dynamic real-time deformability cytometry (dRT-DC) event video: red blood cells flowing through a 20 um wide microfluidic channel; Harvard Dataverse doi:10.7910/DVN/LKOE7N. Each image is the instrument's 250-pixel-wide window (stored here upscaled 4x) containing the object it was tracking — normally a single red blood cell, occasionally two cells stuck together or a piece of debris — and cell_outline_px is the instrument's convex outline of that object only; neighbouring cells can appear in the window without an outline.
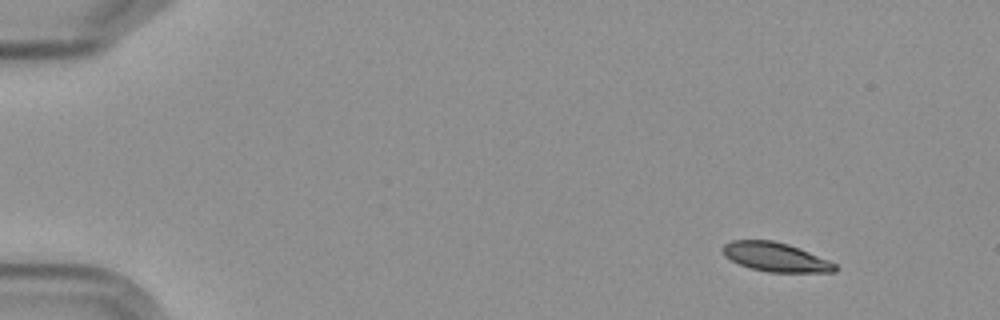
{"species": "Egyptian fruit bat (a non-hibernating species)", "species_latin": "Rousettus aegyptiacus", "temperature_condition": "cold", "stored_images_in_passage": 9, "camera_frame_rate_fps": 3000, "um_per_image_px": 0.085, "frame": {"image": 1, "passage_image": 1, "time_ms": 0.0, "image_size_px": [1000, 320], "cell_outline_px": [[836, 272], [768, 272], [752, 268], [740, 264], [724, 256], [720, 248], [724, 244], [732, 240], [772, 240], [788, 244], [828, 260], [836, 264]], "centroid_in_image_um": [65.88, 21.84], "position_along_channel_um": 19.1, "area_um2": 18.84}}
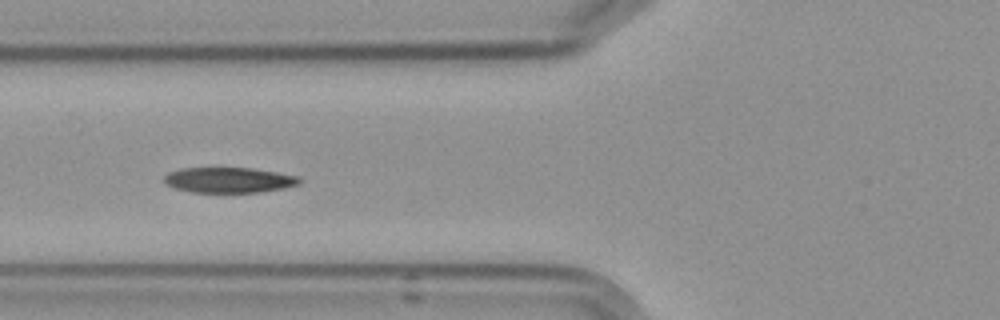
{"frame": {"image": 2, "passage_image": 6, "time_ms": 5.667, "image_size_px": [1000, 320], "cell_outline_px": [[304, 180], [300, 184], [284, 188], [260, 192], [192, 192], [176, 188], [164, 184], [164, 176], [168, 172], [180, 168], [252, 168], [300, 176]], "centroid_in_image_um": [19.49, 15.3], "position_along_channel_um": 106.3, "area_um2": 20.17}}
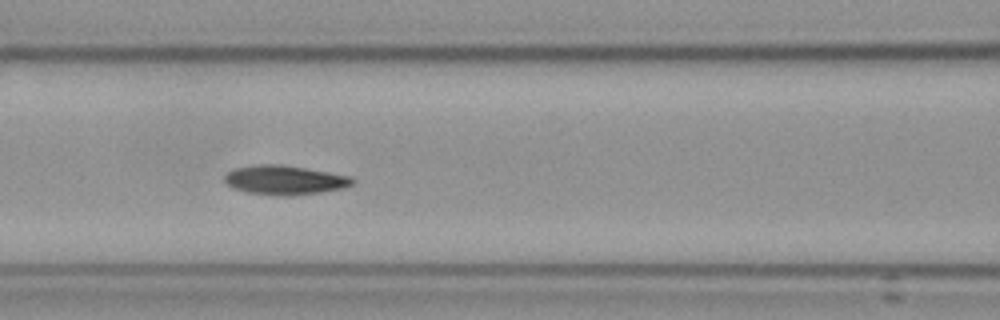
{"frame": {"image": 3, "passage_image": 7, "time_ms": 6.667, "image_size_px": [1000, 320], "cell_outline_px": [[356, 180], [352, 184], [344, 188], [320, 192], [288, 196], [248, 192], [232, 188], [224, 180], [224, 176], [228, 172], [236, 168], [256, 164], [280, 164], [352, 176]], "centroid_in_image_um": [24.22, 15.29], "position_along_channel_um": 142.4, "area_um2": 21.62}}